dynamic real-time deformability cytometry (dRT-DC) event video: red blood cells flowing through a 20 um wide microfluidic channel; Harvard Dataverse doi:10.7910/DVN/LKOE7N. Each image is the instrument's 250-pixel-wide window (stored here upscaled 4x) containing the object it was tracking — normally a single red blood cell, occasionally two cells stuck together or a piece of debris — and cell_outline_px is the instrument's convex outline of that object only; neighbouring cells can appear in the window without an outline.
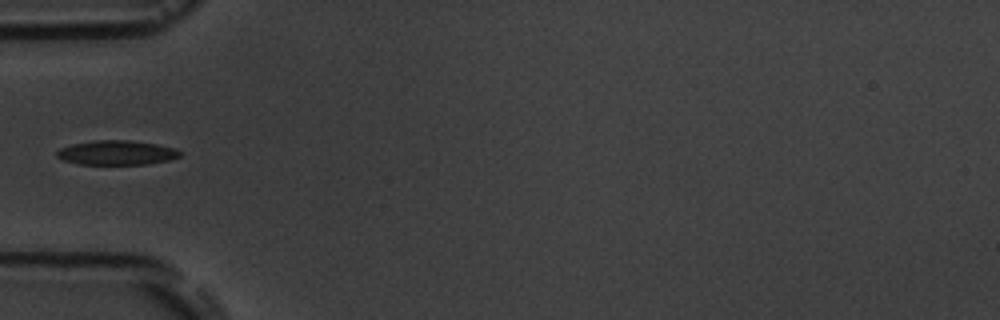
{"species": "common noctule bat (a hibernating species)", "species_latin": "Nyctalus noctula", "temperature_condition": "room temperature", "stored_images_in_passage": 5, "camera_frame_rate_fps": 3000, "um_per_image_px": 0.085, "animal": {"sex": "male", "body_mass_g": 19.5, "forearm_length_mm": 54.6}, "frame": {"image": 1, "passage_image": 5, "time_ms": 4.333, "image_size_px": [1000, 320], "cell_outline_px": [[180, 156], [168, 160], [148, 164], [80, 164], [64, 160], [56, 156], [56, 152], [60, 148], [72, 144], [96, 140], [128, 140], [156, 144], [176, 148], [180, 152]], "centroid_in_image_um": [9.91, 12.97], "position_along_channel_um": 75.1, "area_um2": 17.4}}